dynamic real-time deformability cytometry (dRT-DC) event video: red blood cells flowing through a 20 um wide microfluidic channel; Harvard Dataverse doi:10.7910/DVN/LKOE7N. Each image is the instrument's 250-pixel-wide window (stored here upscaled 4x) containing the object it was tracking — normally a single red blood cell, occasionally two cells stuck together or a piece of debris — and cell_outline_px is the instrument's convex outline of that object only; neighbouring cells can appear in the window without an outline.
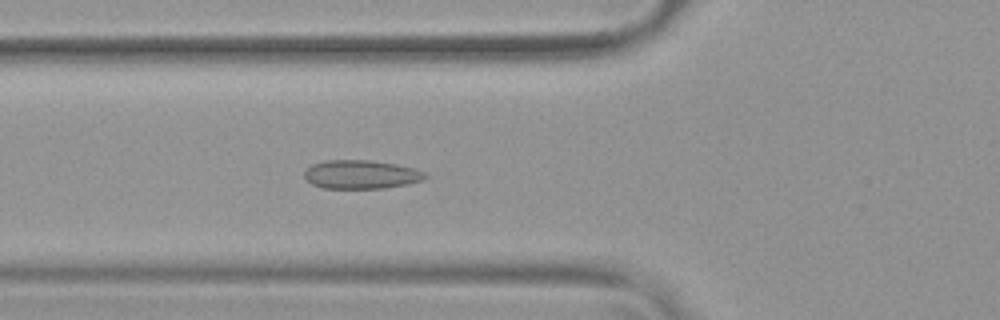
{"species": "common noctule bat (a hibernating species)", "species_latin": "Nyctalus noctula", "temperature_condition": "warm", "stored_images_in_passage": 54, "camera_frame_rate_fps": 3000, "um_per_image_px": 0.085, "animal": {"sex": "female", "body_mass_g": 19.9}, "frame": {"image": 1, "passage_image": 20, "time_ms": 6.333, "image_size_px": [1000, 320], "cell_outline_px": [[428, 176], [424, 180], [408, 184], [384, 188], [324, 188], [312, 184], [304, 176], [304, 172], [312, 164], [324, 160], [372, 160], [396, 164], [412, 168], [424, 172]], "centroid_in_image_um": [30.7, 14.82], "position_along_channel_um": 95.1, "area_um2": 20.17}}
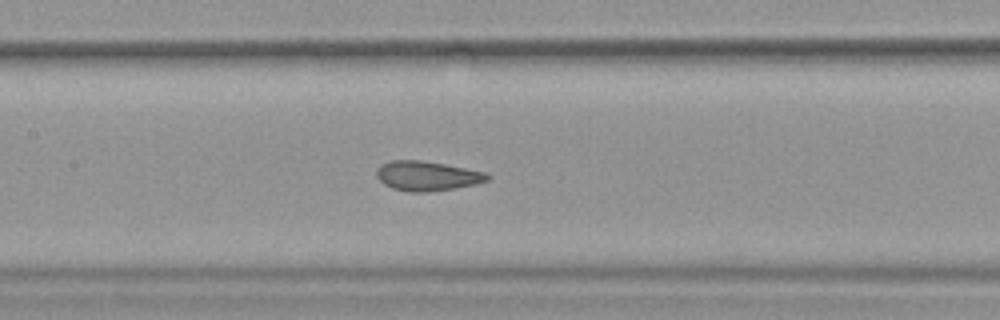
{"frame": {"image": 2, "passage_image": 26, "time_ms": 8.333, "image_size_px": [1000, 320], "cell_outline_px": [[492, 176], [488, 180], [476, 184], [428, 192], [412, 192], [392, 188], [384, 184], [376, 176], [376, 168], [380, 164], [388, 160], [420, 160], [444, 164], [484, 172]], "centroid_in_image_um": [36.25, 14.94], "position_along_channel_um": 171.1, "area_um2": 19.07}}
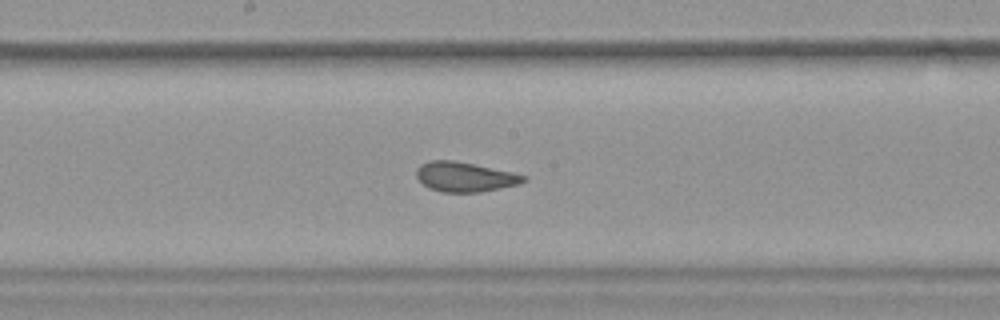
{"frame": {"image": 3, "passage_image": 29, "time_ms": 9.333, "image_size_px": [1000, 320], "cell_outline_px": [[528, 180], [520, 184], [480, 192], [440, 192], [428, 188], [416, 176], [416, 168], [420, 164], [428, 160], [456, 160], [512, 172], [528, 176]], "centroid_in_image_um": [39.51, 15.02], "position_along_channel_um": 208.7, "area_um2": 18.79}, "authors_computed_cell_mechanics": {"area_um2": 20.4323, "velocity_mm_per_s": 3.7906, "shape_relaxation_time_tau1_ms": null, "shape_relaxation_time_tau2_ms": 0.7953, "deformation_change_tau1": null, "deformation_change_tau2": 0.0604}}